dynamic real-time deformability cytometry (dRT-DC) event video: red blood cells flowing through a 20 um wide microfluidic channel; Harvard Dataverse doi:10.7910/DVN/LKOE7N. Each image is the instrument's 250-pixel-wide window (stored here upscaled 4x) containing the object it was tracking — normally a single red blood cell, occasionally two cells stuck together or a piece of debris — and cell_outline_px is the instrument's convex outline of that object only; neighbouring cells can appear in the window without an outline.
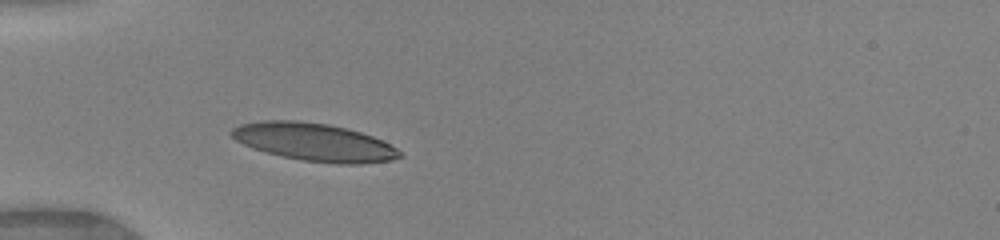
{"species": "human", "species_latin": "Homo sapiens", "temperature_condition": "warm", "stored_images_in_passage": 22, "camera_frame_rate_fps": 3000, "um_per_image_px": 0.085, "donor": {"sex": "female"}, "frame": {"image": 1, "passage_image": 7, "time_ms": 3.333, "image_size_px": [1000, 240], "cell_outline_px": [[404, 156], [392, 160], [360, 164], [340, 164], [304, 160], [280, 156], [252, 148], [236, 140], [228, 132], [232, 128], [240, 124], [264, 120], [296, 120], [328, 124], [360, 132], [372, 136], [404, 152]], "centroid_in_image_um": [26.7, 12.08], "position_along_channel_um": 58.3, "area_um2": 36.99}}